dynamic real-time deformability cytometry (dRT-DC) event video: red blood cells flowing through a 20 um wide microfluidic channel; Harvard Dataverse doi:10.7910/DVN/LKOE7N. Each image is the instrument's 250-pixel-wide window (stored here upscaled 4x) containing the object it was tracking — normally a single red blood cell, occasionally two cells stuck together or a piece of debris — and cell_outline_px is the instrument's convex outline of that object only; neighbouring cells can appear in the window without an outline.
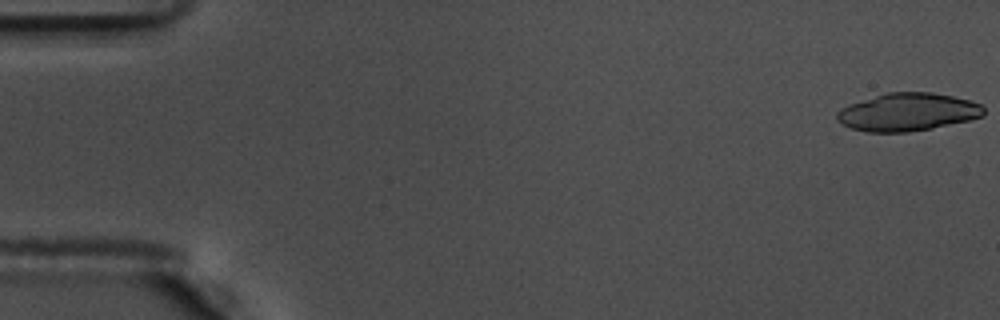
{"species": "common noctule bat (a hibernating species)", "species_latin": "Nyctalus noctula", "temperature_condition": "warm", "stored_images_in_passage": 20, "camera_frame_rate_fps": 3000, "um_per_image_px": 0.085, "animal": {"sex": "male", "body_mass_g": 17.5, "forearm_length_mm": 52.3}, "frame": {"image": 1, "passage_image": 1, "time_ms": 0.0, "image_size_px": [1000, 320], "cell_outline_px": [[984, 116], [968, 120], [932, 128], [908, 132], [868, 132], [852, 128], [836, 120], [836, 112], [848, 104], [888, 92], [932, 92], [952, 96], [968, 100], [980, 104], [984, 108]], "centroid_in_image_um": [77.14, 9.52], "position_along_channel_um": 7.9, "area_um2": 32.19}}